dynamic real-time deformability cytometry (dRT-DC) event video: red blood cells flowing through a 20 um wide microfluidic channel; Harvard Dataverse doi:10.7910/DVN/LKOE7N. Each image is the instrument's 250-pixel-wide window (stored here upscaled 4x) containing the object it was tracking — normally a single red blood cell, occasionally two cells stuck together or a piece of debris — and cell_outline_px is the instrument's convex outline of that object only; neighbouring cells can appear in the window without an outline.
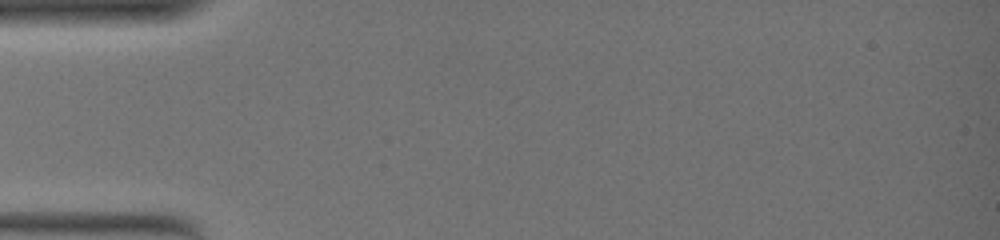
{"species": "common noctule bat (a hibernating species)", "species_latin": "Nyctalus noctula", "temperature_condition": "warm", "stored_images_in_passage": 1, "camera_frame_rate_fps": 3000, "um_per_image_px": 0.085, "animal": {"sex": "female", "body_mass_g": 19.0, "forearm_length_mm": 51.5}, "frame": {"image": 1, "passage_image": 1, "time_ms": 0.0, "image_size_px": [1000, 240], "cell_outline_px": [[172, 100], [152, 120], [128, 116], [112, 100], [112, 84], [144, 80], [164, 92]], "centroid_in_image_um": [11.87, 8.43], "position_along_channel_um": 73.1, "area_um2": 11.91}}